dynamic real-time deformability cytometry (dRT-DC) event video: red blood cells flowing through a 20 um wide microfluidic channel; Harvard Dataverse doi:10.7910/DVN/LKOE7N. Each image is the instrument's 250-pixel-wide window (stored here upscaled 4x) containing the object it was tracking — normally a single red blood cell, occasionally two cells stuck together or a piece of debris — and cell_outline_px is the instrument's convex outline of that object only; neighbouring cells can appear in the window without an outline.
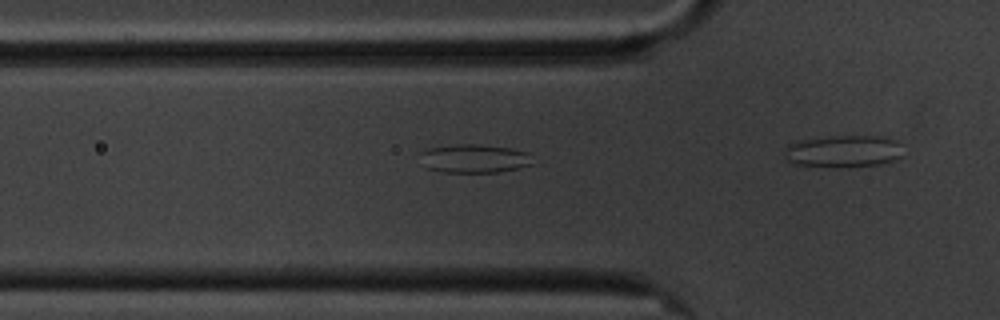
{"species": "common noctule bat (a hibernating species)", "species_latin": "Nyctalus noctula", "temperature_condition": "cold", "stored_images_in_passage": 18, "segment_of_instrument_passage": [1, 2], "camera_frame_rate_fps": 3000, "um_per_image_px": 0.085, "animal": {"sex": "male", "body_mass_g": 20.1, "forearm_length_mm": 53.5}, "frame": {"image": 1, "passage_image": 16, "time_ms": 5.0, "image_size_px": [1000, 320], "cell_outline_px": [[532, 164], [520, 168], [500, 172], [444, 172], [428, 168], [420, 152], [428, 148], [456, 144], [476, 144], [512, 148], [528, 152]], "centroid_in_image_um": [40.36, 13.47], "position_along_channel_um": 85.4, "area_um2": 18.55}}